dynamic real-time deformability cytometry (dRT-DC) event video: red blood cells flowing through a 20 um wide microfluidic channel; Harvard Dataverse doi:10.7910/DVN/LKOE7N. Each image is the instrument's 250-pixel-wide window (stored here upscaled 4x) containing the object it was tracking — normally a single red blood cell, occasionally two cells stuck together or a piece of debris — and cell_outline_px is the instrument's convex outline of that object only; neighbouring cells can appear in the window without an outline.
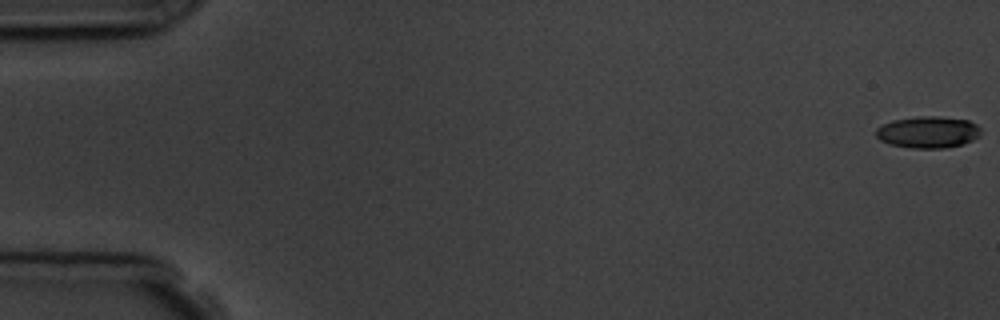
{"species": "common noctule bat (a hibernating species)", "species_latin": "Nyctalus noctula", "temperature_condition": "room temperature", "stored_images_in_passage": 4, "camera_frame_rate_fps": 3000, "um_per_image_px": 0.085, "animal": {"sex": "male", "body_mass_g": 19.5, "forearm_length_mm": 54.6}, "frame": {"image": 1, "passage_image": 1, "time_ms": 0.0, "image_size_px": [1000, 320], "cell_outline_px": [[980, 136], [964, 144], [944, 148], [912, 148], [892, 144], [880, 140], [876, 136], [876, 128], [892, 120], [916, 116], [940, 116], [968, 120], [976, 124], [980, 128]], "centroid_in_image_um": [78.9, 11.22], "position_along_channel_um": 6.1, "area_um2": 19.42}}
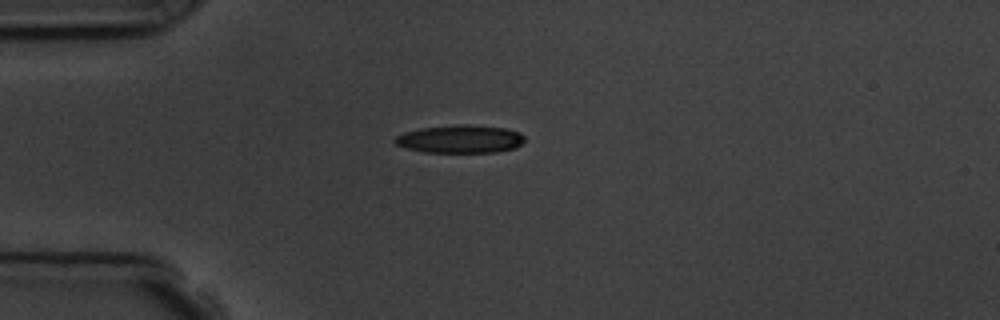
{"frame": {"image": 2, "passage_image": 4, "time_ms": 4.667, "image_size_px": [1000, 320], "cell_outline_px": [[524, 140], [516, 148], [496, 152], [424, 152], [408, 148], [396, 144], [392, 140], [396, 136], [404, 132], [420, 128], [460, 124], [464, 124], [504, 128], [520, 132], [524, 136]], "centroid_in_image_um": [39.11, 11.81], "position_along_channel_um": 45.9, "area_um2": 21.1}}